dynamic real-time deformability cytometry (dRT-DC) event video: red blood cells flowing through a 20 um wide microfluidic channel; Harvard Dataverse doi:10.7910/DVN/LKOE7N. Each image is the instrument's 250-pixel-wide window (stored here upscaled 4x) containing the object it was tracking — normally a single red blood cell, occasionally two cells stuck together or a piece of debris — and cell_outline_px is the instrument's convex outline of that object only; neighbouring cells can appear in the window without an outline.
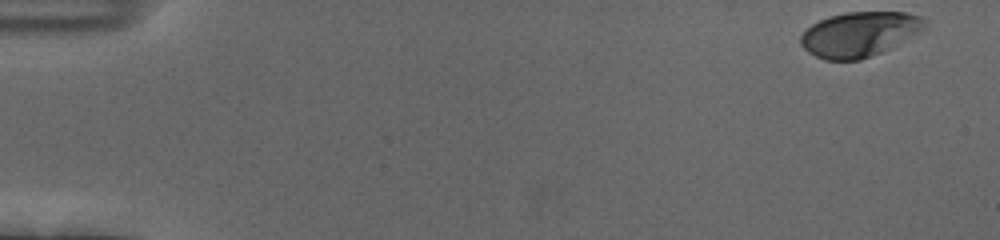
{"species": "human", "species_latin": "Homo sapiens", "temperature_condition": "cold", "stored_images_in_passage": 54, "camera_frame_rate_fps": 3000, "um_per_image_px": 0.085, "donor": {"sex": "female"}, "frame": {"image": 1, "passage_image": 1, "time_ms": 0.0, "image_size_px": [1000, 240], "cell_outline_px": [[928, 20], [924, 28], [892, 48], [872, 56], [860, 60], [824, 60], [808, 52], [800, 44], [800, 36], [812, 24], [828, 16], [848, 12], [904, 12], [920, 16]], "centroid_in_image_um": [73.05, 2.91], "position_along_channel_um": 12.0, "area_um2": 32.43}}
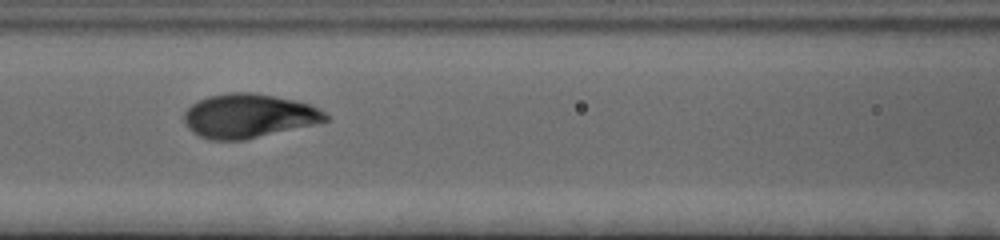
{"frame": {"image": 2, "passage_image": 24, "time_ms": 7.667, "image_size_px": [1000, 240], "cell_outline_px": [[332, 120], [316, 124], [244, 140], [212, 140], [200, 136], [192, 132], [188, 128], [184, 120], [184, 112], [192, 104], [208, 96], [228, 92], [252, 92], [296, 100], [312, 104], [320, 108]], "centroid_in_image_um": [21.18, 9.85], "position_along_channel_um": 145.4, "area_um2": 36.53}}
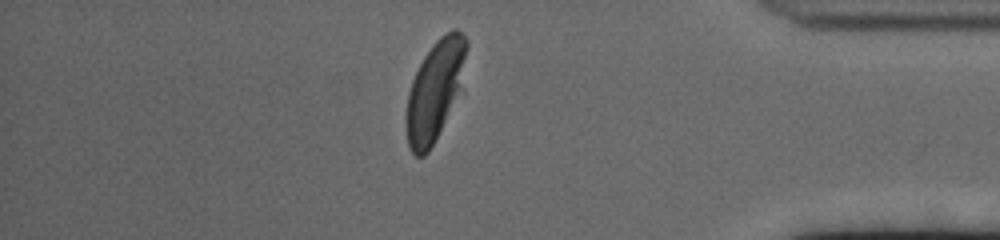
{"frame": {"image": 3, "passage_image": 47, "time_ms": 15.333, "image_size_px": [1000, 240], "cell_outline_px": [[468, 48], [456, 88], [444, 120], [428, 152], [424, 156], [416, 156], [412, 152], [408, 144], [404, 124], [404, 120], [408, 92], [412, 80], [424, 56], [432, 44], [440, 36], [452, 28], [456, 28], [468, 40]], "centroid_in_image_um": [36.87, 7.66], "position_along_channel_um": 398.3, "area_um2": 33.52}, "authors_computed_cell_mechanics": {"area_um2": 34.7667, "velocity_mm_per_s": 3.6516, "shape_relaxation_time_tau1_ms": 2.1953, "shape_relaxation_time_tau2_ms": null, "deformation_change_tau1": 0.1433, "deformation_change_tau2": null}}